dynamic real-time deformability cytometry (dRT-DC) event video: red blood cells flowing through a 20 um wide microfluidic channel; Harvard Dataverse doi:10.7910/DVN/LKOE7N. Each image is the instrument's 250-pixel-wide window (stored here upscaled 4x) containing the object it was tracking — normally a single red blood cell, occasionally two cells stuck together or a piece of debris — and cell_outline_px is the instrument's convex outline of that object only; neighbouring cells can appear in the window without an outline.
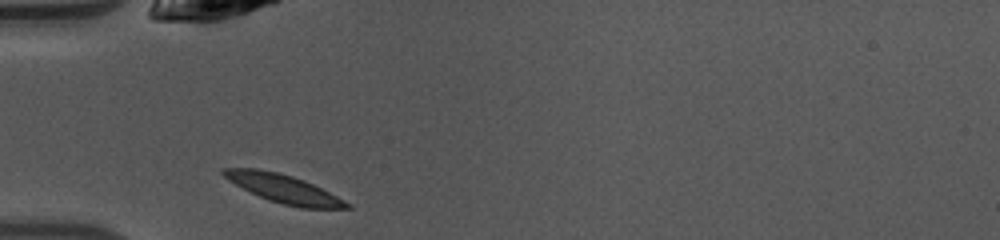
{"species": "common noctule bat (a hibernating species)", "species_latin": "Nyctalus noctula", "temperature_condition": "warm", "stored_images_in_passage": 30, "camera_frame_rate_fps": 3000, "um_per_image_px": 0.085, "animal": {"sex": "female", "body_mass_g": 10.0, "forearm_length_mm": 53.1}, "frame": {"image": 1, "passage_image": 1, "time_ms": 0.0, "image_size_px": [1000, 240], "cell_outline_px": [[352, 208], [300, 208], [268, 200], [228, 180], [220, 172], [220, 168], [256, 168], [276, 172], [292, 176], [304, 180], [352, 204]], "centroid_in_image_um": [24.1, 16.03], "position_along_channel_um": 60.9, "area_um2": 20.0}}
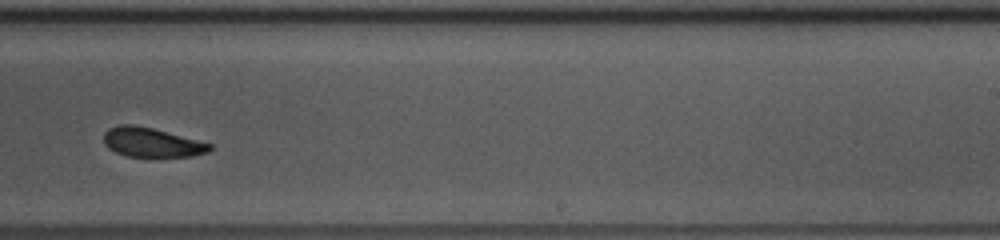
{"frame": {"image": 2, "passage_image": 17, "time_ms": 5.333, "image_size_px": [1000, 240], "cell_outline_px": [[212, 148], [208, 152], [192, 156], [128, 156], [116, 152], [108, 148], [104, 144], [104, 132], [108, 128], [120, 124], [136, 124], [152, 128], [212, 144]], "centroid_in_image_um": [12.86, 12.09], "position_along_channel_um": 276.1, "area_um2": 17.98}}
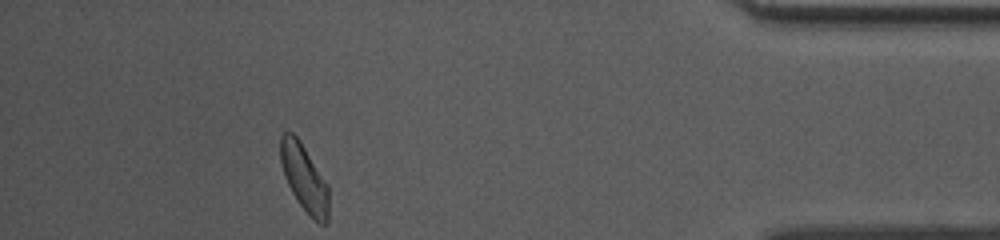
{"frame": {"image": 3, "passage_image": 30, "time_ms": 9.667, "image_size_px": [1000, 240], "cell_outline_px": [[328, 224], [320, 224], [300, 204], [292, 192], [284, 176], [280, 160], [280, 136], [284, 132], [292, 132], [300, 140], [328, 184]], "centroid_in_image_um": [25.86, 15.08], "position_along_channel_um": 409.3, "area_um2": 18.67}, "authors_computed_cell_mechanics": {"area_um2": 19.2763, "velocity_mm_per_s": 4.0977, "shape_relaxation_time_tau1_ms": 3.6898, "shape_relaxation_time_tau2_ms": 3.8463, "deformation_change_tau1": 0.1165, "deformation_change_tau2": 0.1028}}